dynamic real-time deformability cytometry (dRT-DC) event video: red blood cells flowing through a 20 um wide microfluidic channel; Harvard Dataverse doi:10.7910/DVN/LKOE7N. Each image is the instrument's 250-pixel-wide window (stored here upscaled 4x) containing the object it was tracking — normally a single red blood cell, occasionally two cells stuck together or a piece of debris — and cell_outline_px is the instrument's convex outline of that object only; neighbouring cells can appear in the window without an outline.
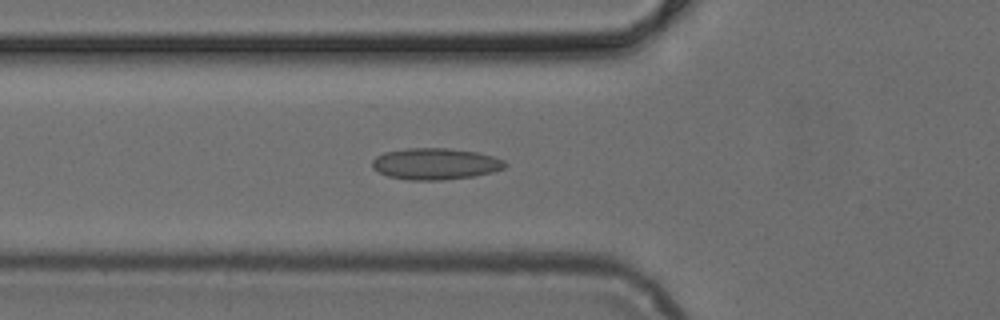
{"species": "common noctule bat (a hibernating species)", "species_latin": "Nyctalus noctula", "temperature_condition": "cold", "stored_images_in_passage": 50, "camera_frame_rate_fps": 3000, "um_per_image_px": 0.085, "animal": {"sex": "female", "body_mass_g": 24.6, "forearm_length_mm": 56.2}, "frame": {"image": 1, "passage_image": 18, "time_ms": 5.667, "image_size_px": [1000, 320], "cell_outline_px": [[508, 164], [504, 168], [492, 172], [472, 176], [444, 180], [408, 180], [388, 176], [372, 168], [372, 160], [376, 156], [384, 152], [408, 148], [448, 148], [476, 152], [492, 156], [504, 160]], "centroid_in_image_um": [36.99, 13.92], "position_along_channel_um": 88.8, "area_um2": 24.33}}
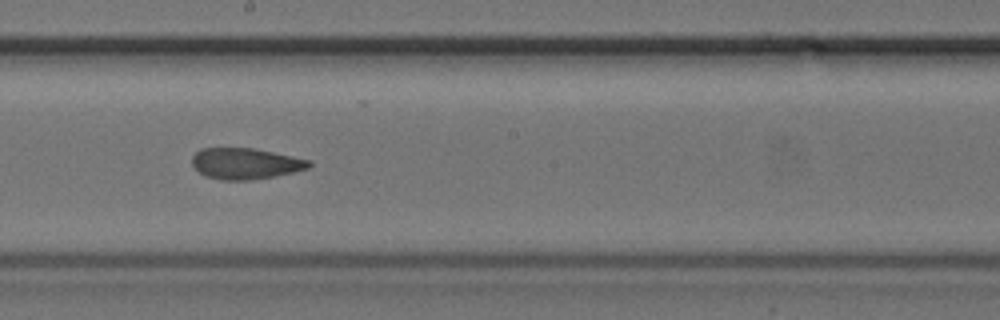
{"frame": {"image": 2, "passage_image": 28, "time_ms": 9.0, "image_size_px": [1000, 320], "cell_outline_px": [[312, 164], [308, 168], [276, 176], [248, 180], [224, 180], [204, 176], [192, 164], [192, 156], [200, 148], [252, 148], [312, 160]], "centroid_in_image_um": [20.86, 13.9], "position_along_channel_um": 227.3, "area_um2": 21.1}}
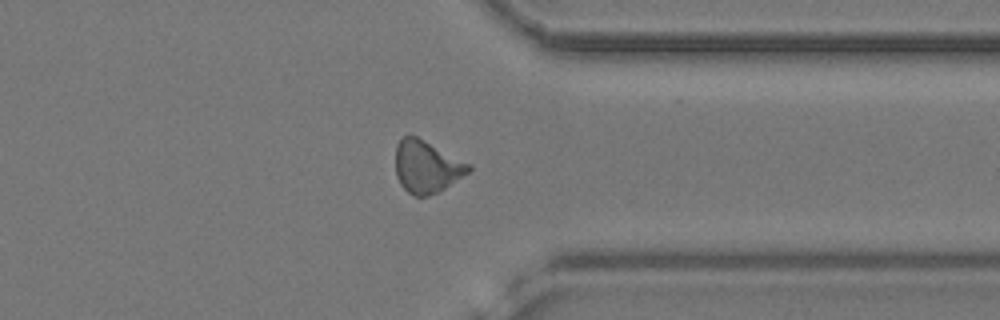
{"frame": {"image": 3, "passage_image": 39, "time_ms": 12.667, "image_size_px": [1000, 320], "cell_outline_px": [[472, 168], [468, 172], [444, 188], [428, 196], [412, 196], [400, 184], [396, 176], [396, 144], [404, 136], [416, 136], [472, 164]], "centroid_in_image_um": [36.26, 14.17], "position_along_channel_um": 375.1, "area_um2": 22.08}}